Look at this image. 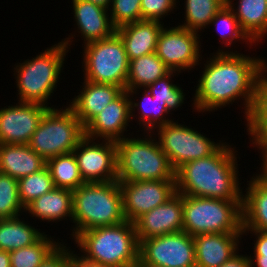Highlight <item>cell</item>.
Returning <instances> with one entry per match:
<instances>
[{
  "label": "cell",
  "instance_id": "cell-25",
  "mask_svg": "<svg viewBox=\"0 0 267 267\" xmlns=\"http://www.w3.org/2000/svg\"><path fill=\"white\" fill-rule=\"evenodd\" d=\"M226 4L233 11L240 27L255 43H261L267 35V5L266 0H226ZM237 6H235V5Z\"/></svg>",
  "mask_w": 267,
  "mask_h": 267
},
{
  "label": "cell",
  "instance_id": "cell-18",
  "mask_svg": "<svg viewBox=\"0 0 267 267\" xmlns=\"http://www.w3.org/2000/svg\"><path fill=\"white\" fill-rule=\"evenodd\" d=\"M242 233H207L193 236L196 267H220L239 251Z\"/></svg>",
  "mask_w": 267,
  "mask_h": 267
},
{
  "label": "cell",
  "instance_id": "cell-34",
  "mask_svg": "<svg viewBox=\"0 0 267 267\" xmlns=\"http://www.w3.org/2000/svg\"><path fill=\"white\" fill-rule=\"evenodd\" d=\"M180 74L177 71H170L167 75L156 80L146 89L152 94L153 98L166 103L169 112L181 108L185 100V93L181 87L172 83V78Z\"/></svg>",
  "mask_w": 267,
  "mask_h": 267
},
{
  "label": "cell",
  "instance_id": "cell-43",
  "mask_svg": "<svg viewBox=\"0 0 267 267\" xmlns=\"http://www.w3.org/2000/svg\"><path fill=\"white\" fill-rule=\"evenodd\" d=\"M74 252L75 251H72V253L70 254L71 267H112V266H106L100 263L89 261L83 258L79 253L76 255L74 254Z\"/></svg>",
  "mask_w": 267,
  "mask_h": 267
},
{
  "label": "cell",
  "instance_id": "cell-38",
  "mask_svg": "<svg viewBox=\"0 0 267 267\" xmlns=\"http://www.w3.org/2000/svg\"><path fill=\"white\" fill-rule=\"evenodd\" d=\"M179 0H141L142 20L159 21L164 20V16L173 13ZM177 3V4H176Z\"/></svg>",
  "mask_w": 267,
  "mask_h": 267
},
{
  "label": "cell",
  "instance_id": "cell-45",
  "mask_svg": "<svg viewBox=\"0 0 267 267\" xmlns=\"http://www.w3.org/2000/svg\"><path fill=\"white\" fill-rule=\"evenodd\" d=\"M0 267H11L10 255L8 251L0 250Z\"/></svg>",
  "mask_w": 267,
  "mask_h": 267
},
{
  "label": "cell",
  "instance_id": "cell-48",
  "mask_svg": "<svg viewBox=\"0 0 267 267\" xmlns=\"http://www.w3.org/2000/svg\"><path fill=\"white\" fill-rule=\"evenodd\" d=\"M261 167H260V170H262L267 175V161L261 164Z\"/></svg>",
  "mask_w": 267,
  "mask_h": 267
},
{
  "label": "cell",
  "instance_id": "cell-41",
  "mask_svg": "<svg viewBox=\"0 0 267 267\" xmlns=\"http://www.w3.org/2000/svg\"><path fill=\"white\" fill-rule=\"evenodd\" d=\"M255 235L256 241L254 239V254L252 255H262L263 257H267V232L257 231V230H242V234L246 235L249 233Z\"/></svg>",
  "mask_w": 267,
  "mask_h": 267
},
{
  "label": "cell",
  "instance_id": "cell-20",
  "mask_svg": "<svg viewBox=\"0 0 267 267\" xmlns=\"http://www.w3.org/2000/svg\"><path fill=\"white\" fill-rule=\"evenodd\" d=\"M71 3L76 28L84 44L108 38L116 32L108 9L85 0H72Z\"/></svg>",
  "mask_w": 267,
  "mask_h": 267
},
{
  "label": "cell",
  "instance_id": "cell-6",
  "mask_svg": "<svg viewBox=\"0 0 267 267\" xmlns=\"http://www.w3.org/2000/svg\"><path fill=\"white\" fill-rule=\"evenodd\" d=\"M142 134V138L126 135L116 141L117 181L175 180V170L153 137L156 133Z\"/></svg>",
  "mask_w": 267,
  "mask_h": 267
},
{
  "label": "cell",
  "instance_id": "cell-46",
  "mask_svg": "<svg viewBox=\"0 0 267 267\" xmlns=\"http://www.w3.org/2000/svg\"><path fill=\"white\" fill-rule=\"evenodd\" d=\"M85 1L92 2L96 5H99L103 8H105V9H108V10H109V8L111 6V2H112V0H85Z\"/></svg>",
  "mask_w": 267,
  "mask_h": 267
},
{
  "label": "cell",
  "instance_id": "cell-28",
  "mask_svg": "<svg viewBox=\"0 0 267 267\" xmlns=\"http://www.w3.org/2000/svg\"><path fill=\"white\" fill-rule=\"evenodd\" d=\"M20 217L0 219V250L12 252L30 246L45 234Z\"/></svg>",
  "mask_w": 267,
  "mask_h": 267
},
{
  "label": "cell",
  "instance_id": "cell-3",
  "mask_svg": "<svg viewBox=\"0 0 267 267\" xmlns=\"http://www.w3.org/2000/svg\"><path fill=\"white\" fill-rule=\"evenodd\" d=\"M73 36L75 35L71 34L61 42L48 47L44 52H40L36 57L14 65L18 102L54 108L48 106L47 102L59 84L60 73L63 71L66 53L69 52Z\"/></svg>",
  "mask_w": 267,
  "mask_h": 267
},
{
  "label": "cell",
  "instance_id": "cell-12",
  "mask_svg": "<svg viewBox=\"0 0 267 267\" xmlns=\"http://www.w3.org/2000/svg\"><path fill=\"white\" fill-rule=\"evenodd\" d=\"M200 42V35L196 32L177 25L167 26L158 36L155 53L171 71L189 72L201 64Z\"/></svg>",
  "mask_w": 267,
  "mask_h": 267
},
{
  "label": "cell",
  "instance_id": "cell-29",
  "mask_svg": "<svg viewBox=\"0 0 267 267\" xmlns=\"http://www.w3.org/2000/svg\"><path fill=\"white\" fill-rule=\"evenodd\" d=\"M55 187L76 190L84 184L74 152L61 154L46 161Z\"/></svg>",
  "mask_w": 267,
  "mask_h": 267
},
{
  "label": "cell",
  "instance_id": "cell-5",
  "mask_svg": "<svg viewBox=\"0 0 267 267\" xmlns=\"http://www.w3.org/2000/svg\"><path fill=\"white\" fill-rule=\"evenodd\" d=\"M73 240L83 253L81 256L92 262L112 267H136L139 260L135 225L127 220L82 231Z\"/></svg>",
  "mask_w": 267,
  "mask_h": 267
},
{
  "label": "cell",
  "instance_id": "cell-36",
  "mask_svg": "<svg viewBox=\"0 0 267 267\" xmlns=\"http://www.w3.org/2000/svg\"><path fill=\"white\" fill-rule=\"evenodd\" d=\"M141 0H112L109 14L117 29L123 25L142 20Z\"/></svg>",
  "mask_w": 267,
  "mask_h": 267
},
{
  "label": "cell",
  "instance_id": "cell-4",
  "mask_svg": "<svg viewBox=\"0 0 267 267\" xmlns=\"http://www.w3.org/2000/svg\"><path fill=\"white\" fill-rule=\"evenodd\" d=\"M73 193L74 239L80 232L126 221L121 187L117 180L84 183ZM75 226V227H74Z\"/></svg>",
  "mask_w": 267,
  "mask_h": 267
},
{
  "label": "cell",
  "instance_id": "cell-32",
  "mask_svg": "<svg viewBox=\"0 0 267 267\" xmlns=\"http://www.w3.org/2000/svg\"><path fill=\"white\" fill-rule=\"evenodd\" d=\"M212 25L216 26V31L222 37H220V39H222L221 44H225V48L232 46V43L234 44L238 41H243V43L245 42L250 45V49L251 46L255 44L242 30L236 16L227 4H225L211 20L209 26Z\"/></svg>",
  "mask_w": 267,
  "mask_h": 267
},
{
  "label": "cell",
  "instance_id": "cell-9",
  "mask_svg": "<svg viewBox=\"0 0 267 267\" xmlns=\"http://www.w3.org/2000/svg\"><path fill=\"white\" fill-rule=\"evenodd\" d=\"M84 79L94 83L113 84L125 90L129 60L120 36L88 42L83 46Z\"/></svg>",
  "mask_w": 267,
  "mask_h": 267
},
{
  "label": "cell",
  "instance_id": "cell-15",
  "mask_svg": "<svg viewBox=\"0 0 267 267\" xmlns=\"http://www.w3.org/2000/svg\"><path fill=\"white\" fill-rule=\"evenodd\" d=\"M48 107L18 102L0 109V144H28Z\"/></svg>",
  "mask_w": 267,
  "mask_h": 267
},
{
  "label": "cell",
  "instance_id": "cell-39",
  "mask_svg": "<svg viewBox=\"0 0 267 267\" xmlns=\"http://www.w3.org/2000/svg\"><path fill=\"white\" fill-rule=\"evenodd\" d=\"M250 114H267V60L256 78L255 100Z\"/></svg>",
  "mask_w": 267,
  "mask_h": 267
},
{
  "label": "cell",
  "instance_id": "cell-27",
  "mask_svg": "<svg viewBox=\"0 0 267 267\" xmlns=\"http://www.w3.org/2000/svg\"><path fill=\"white\" fill-rule=\"evenodd\" d=\"M170 71L155 52L132 59L129 61L125 90L147 88Z\"/></svg>",
  "mask_w": 267,
  "mask_h": 267
},
{
  "label": "cell",
  "instance_id": "cell-14",
  "mask_svg": "<svg viewBox=\"0 0 267 267\" xmlns=\"http://www.w3.org/2000/svg\"><path fill=\"white\" fill-rule=\"evenodd\" d=\"M119 185L125 219L132 223L177 193L176 180L125 181Z\"/></svg>",
  "mask_w": 267,
  "mask_h": 267
},
{
  "label": "cell",
  "instance_id": "cell-2",
  "mask_svg": "<svg viewBox=\"0 0 267 267\" xmlns=\"http://www.w3.org/2000/svg\"><path fill=\"white\" fill-rule=\"evenodd\" d=\"M226 142L212 155L186 162L175 171L181 195L242 200L235 148ZM240 184V185H239Z\"/></svg>",
  "mask_w": 267,
  "mask_h": 267
},
{
  "label": "cell",
  "instance_id": "cell-23",
  "mask_svg": "<svg viewBox=\"0 0 267 267\" xmlns=\"http://www.w3.org/2000/svg\"><path fill=\"white\" fill-rule=\"evenodd\" d=\"M46 166L28 144H0V172L19 180Z\"/></svg>",
  "mask_w": 267,
  "mask_h": 267
},
{
  "label": "cell",
  "instance_id": "cell-47",
  "mask_svg": "<svg viewBox=\"0 0 267 267\" xmlns=\"http://www.w3.org/2000/svg\"><path fill=\"white\" fill-rule=\"evenodd\" d=\"M136 267H164V266L153 265L148 263H137Z\"/></svg>",
  "mask_w": 267,
  "mask_h": 267
},
{
  "label": "cell",
  "instance_id": "cell-37",
  "mask_svg": "<svg viewBox=\"0 0 267 267\" xmlns=\"http://www.w3.org/2000/svg\"><path fill=\"white\" fill-rule=\"evenodd\" d=\"M246 122L250 144L258 148V152L260 150L263 164L267 161V114H249Z\"/></svg>",
  "mask_w": 267,
  "mask_h": 267
},
{
  "label": "cell",
  "instance_id": "cell-8",
  "mask_svg": "<svg viewBox=\"0 0 267 267\" xmlns=\"http://www.w3.org/2000/svg\"><path fill=\"white\" fill-rule=\"evenodd\" d=\"M51 108L43 115L28 146L44 160L74 151L85 137V127L69 106Z\"/></svg>",
  "mask_w": 267,
  "mask_h": 267
},
{
  "label": "cell",
  "instance_id": "cell-1",
  "mask_svg": "<svg viewBox=\"0 0 267 267\" xmlns=\"http://www.w3.org/2000/svg\"><path fill=\"white\" fill-rule=\"evenodd\" d=\"M225 50L218 49L207 58L193 96V109L206 114L242 99L247 119L255 100L256 78L265 59Z\"/></svg>",
  "mask_w": 267,
  "mask_h": 267
},
{
  "label": "cell",
  "instance_id": "cell-22",
  "mask_svg": "<svg viewBox=\"0 0 267 267\" xmlns=\"http://www.w3.org/2000/svg\"><path fill=\"white\" fill-rule=\"evenodd\" d=\"M164 26L163 22L141 20L117 28L128 60L156 52L158 36Z\"/></svg>",
  "mask_w": 267,
  "mask_h": 267
},
{
  "label": "cell",
  "instance_id": "cell-7",
  "mask_svg": "<svg viewBox=\"0 0 267 267\" xmlns=\"http://www.w3.org/2000/svg\"><path fill=\"white\" fill-rule=\"evenodd\" d=\"M242 200L183 195V231L191 236L207 233H242Z\"/></svg>",
  "mask_w": 267,
  "mask_h": 267
},
{
  "label": "cell",
  "instance_id": "cell-19",
  "mask_svg": "<svg viewBox=\"0 0 267 267\" xmlns=\"http://www.w3.org/2000/svg\"><path fill=\"white\" fill-rule=\"evenodd\" d=\"M82 84V90H79L80 93L70 100L68 106L86 127L124 89L113 84L94 83L87 80Z\"/></svg>",
  "mask_w": 267,
  "mask_h": 267
},
{
  "label": "cell",
  "instance_id": "cell-42",
  "mask_svg": "<svg viewBox=\"0 0 267 267\" xmlns=\"http://www.w3.org/2000/svg\"><path fill=\"white\" fill-rule=\"evenodd\" d=\"M220 267H251V262L248 255L246 256L237 252Z\"/></svg>",
  "mask_w": 267,
  "mask_h": 267
},
{
  "label": "cell",
  "instance_id": "cell-10",
  "mask_svg": "<svg viewBox=\"0 0 267 267\" xmlns=\"http://www.w3.org/2000/svg\"><path fill=\"white\" fill-rule=\"evenodd\" d=\"M156 131L161 149L175 171L186 162L214 154L224 144L222 141H211L206 134L175 122L174 118L168 124L159 126Z\"/></svg>",
  "mask_w": 267,
  "mask_h": 267
},
{
  "label": "cell",
  "instance_id": "cell-21",
  "mask_svg": "<svg viewBox=\"0 0 267 267\" xmlns=\"http://www.w3.org/2000/svg\"><path fill=\"white\" fill-rule=\"evenodd\" d=\"M260 173L247 181L242 195V230L267 232V175Z\"/></svg>",
  "mask_w": 267,
  "mask_h": 267
},
{
  "label": "cell",
  "instance_id": "cell-33",
  "mask_svg": "<svg viewBox=\"0 0 267 267\" xmlns=\"http://www.w3.org/2000/svg\"><path fill=\"white\" fill-rule=\"evenodd\" d=\"M55 188L51 173L47 166L36 173H32L18 180V194L20 203L25 208L34 199Z\"/></svg>",
  "mask_w": 267,
  "mask_h": 267
},
{
  "label": "cell",
  "instance_id": "cell-16",
  "mask_svg": "<svg viewBox=\"0 0 267 267\" xmlns=\"http://www.w3.org/2000/svg\"><path fill=\"white\" fill-rule=\"evenodd\" d=\"M134 225L139 242L183 231V195L176 193L164 204L140 216Z\"/></svg>",
  "mask_w": 267,
  "mask_h": 267
},
{
  "label": "cell",
  "instance_id": "cell-35",
  "mask_svg": "<svg viewBox=\"0 0 267 267\" xmlns=\"http://www.w3.org/2000/svg\"><path fill=\"white\" fill-rule=\"evenodd\" d=\"M22 212L25 208L20 203L18 180L0 172V219L18 217Z\"/></svg>",
  "mask_w": 267,
  "mask_h": 267
},
{
  "label": "cell",
  "instance_id": "cell-13",
  "mask_svg": "<svg viewBox=\"0 0 267 267\" xmlns=\"http://www.w3.org/2000/svg\"><path fill=\"white\" fill-rule=\"evenodd\" d=\"M100 141L85 136L73 151L85 183L117 180L116 142Z\"/></svg>",
  "mask_w": 267,
  "mask_h": 267
},
{
  "label": "cell",
  "instance_id": "cell-30",
  "mask_svg": "<svg viewBox=\"0 0 267 267\" xmlns=\"http://www.w3.org/2000/svg\"><path fill=\"white\" fill-rule=\"evenodd\" d=\"M184 23L182 28L198 33L208 27L211 20L226 4V0H184Z\"/></svg>",
  "mask_w": 267,
  "mask_h": 267
},
{
  "label": "cell",
  "instance_id": "cell-17",
  "mask_svg": "<svg viewBox=\"0 0 267 267\" xmlns=\"http://www.w3.org/2000/svg\"><path fill=\"white\" fill-rule=\"evenodd\" d=\"M130 121V98L124 90L85 127V136L116 142L126 137Z\"/></svg>",
  "mask_w": 267,
  "mask_h": 267
},
{
  "label": "cell",
  "instance_id": "cell-11",
  "mask_svg": "<svg viewBox=\"0 0 267 267\" xmlns=\"http://www.w3.org/2000/svg\"><path fill=\"white\" fill-rule=\"evenodd\" d=\"M164 267H196L193 236L185 231L152 237L139 242V260Z\"/></svg>",
  "mask_w": 267,
  "mask_h": 267
},
{
  "label": "cell",
  "instance_id": "cell-31",
  "mask_svg": "<svg viewBox=\"0 0 267 267\" xmlns=\"http://www.w3.org/2000/svg\"><path fill=\"white\" fill-rule=\"evenodd\" d=\"M52 238L48 234H44L36 243L9 252L11 267H39L62 243L56 242Z\"/></svg>",
  "mask_w": 267,
  "mask_h": 267
},
{
  "label": "cell",
  "instance_id": "cell-24",
  "mask_svg": "<svg viewBox=\"0 0 267 267\" xmlns=\"http://www.w3.org/2000/svg\"><path fill=\"white\" fill-rule=\"evenodd\" d=\"M72 190L55 187L46 194L34 199L25 207V212L42 221L60 222L73 219Z\"/></svg>",
  "mask_w": 267,
  "mask_h": 267
},
{
  "label": "cell",
  "instance_id": "cell-40",
  "mask_svg": "<svg viewBox=\"0 0 267 267\" xmlns=\"http://www.w3.org/2000/svg\"><path fill=\"white\" fill-rule=\"evenodd\" d=\"M62 242L39 267H71L70 254L72 251Z\"/></svg>",
  "mask_w": 267,
  "mask_h": 267
},
{
  "label": "cell",
  "instance_id": "cell-44",
  "mask_svg": "<svg viewBox=\"0 0 267 267\" xmlns=\"http://www.w3.org/2000/svg\"><path fill=\"white\" fill-rule=\"evenodd\" d=\"M251 267H267V257L262 255H251L249 256Z\"/></svg>",
  "mask_w": 267,
  "mask_h": 267
},
{
  "label": "cell",
  "instance_id": "cell-26",
  "mask_svg": "<svg viewBox=\"0 0 267 267\" xmlns=\"http://www.w3.org/2000/svg\"><path fill=\"white\" fill-rule=\"evenodd\" d=\"M144 92L141 97V100H135L133 95H137L138 89H129L127 93L130 98V117L131 121L136 117L137 124L142 125L144 133H153L155 129L159 126H164L169 122L173 121L172 119H168V114H172L168 111L165 102H161L156 98H153L152 94L146 89H142ZM137 91V92H136ZM135 101H133L132 99ZM135 108L138 110V119L137 115H135ZM167 114V115H166ZM134 117V118H133ZM167 118V119H166Z\"/></svg>",
  "mask_w": 267,
  "mask_h": 267
}]
</instances>
